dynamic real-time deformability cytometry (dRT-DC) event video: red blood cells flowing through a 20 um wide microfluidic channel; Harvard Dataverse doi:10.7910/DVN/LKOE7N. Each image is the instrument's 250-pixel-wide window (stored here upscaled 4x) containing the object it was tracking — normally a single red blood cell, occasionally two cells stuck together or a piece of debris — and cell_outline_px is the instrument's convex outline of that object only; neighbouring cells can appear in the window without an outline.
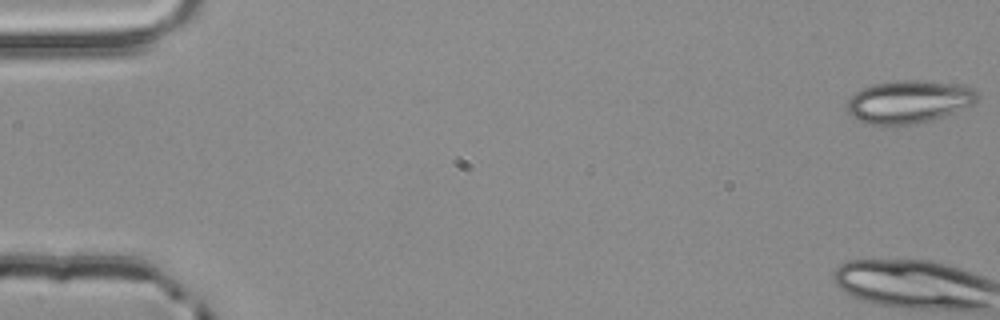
{"species": "common noctule bat (a hibernating species)", "species_latin": "Nyctalus noctula", "temperature_condition": "room temperature", "stored_images_in_passage": 2, "camera_frame_rate_fps": 3000, "um_per_image_px": 0.085, "animal": {"sex": "male", "body_mass_g": 20.4}, "frame": {"image": 1, "passage_image": 2, "time_ms": 0.333, "image_size_px": [1000, 320], "cell_outline_px": [[980, 96], [972, 104], [932, 120], [916, 124], [868, 124], [852, 116], [848, 112], [848, 100], [856, 92], [872, 84], [896, 80], [916, 80], [952, 84], [972, 88]], "centroid_in_image_um": [77.23, 8.64], "position_along_channel_um": 7.8, "area_um2": 31.85}}